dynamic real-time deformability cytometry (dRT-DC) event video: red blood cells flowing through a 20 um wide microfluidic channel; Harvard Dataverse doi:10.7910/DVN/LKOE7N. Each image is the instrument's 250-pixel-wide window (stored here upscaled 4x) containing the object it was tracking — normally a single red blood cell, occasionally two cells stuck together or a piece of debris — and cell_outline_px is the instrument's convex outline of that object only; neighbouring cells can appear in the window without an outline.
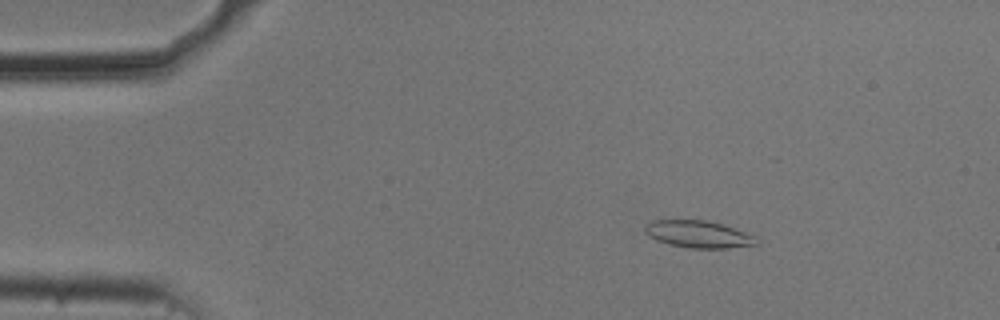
{"species": "common noctule bat (a hibernating species)", "species_latin": "Nyctalus noctula", "temperature_condition": "cold", "stored_images_in_passage": 55, "camera_frame_rate_fps": 3000, "um_per_image_px": 0.085, "animal": {"sex": "male", "body_mass_g": 20.5, "forearm_length_mm": 52.5}, "frame": {"image": 1, "passage_image": 9, "time_ms": 2.667, "image_size_px": [1000, 320], "cell_outline_px": [[760, 244], [728, 248], [688, 248], [668, 244], [656, 240], [644, 232], [644, 228], [652, 220], [704, 220], [720, 224], [756, 236]], "centroid_in_image_um": [59.36, 19.92], "position_along_channel_um": 25.6, "area_um2": 17.51}}
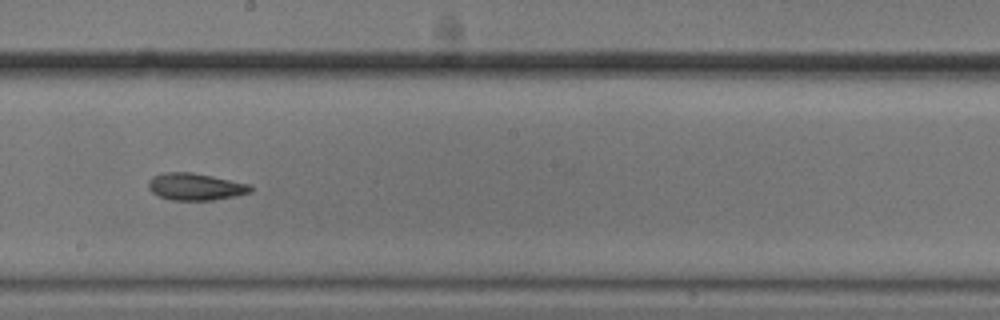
{"frame": {"image": 2, "passage_image": 31, "time_ms": 10.0, "image_size_px": [1000, 320], "cell_outline_px": [[252, 192], [236, 196], [212, 200], [172, 200], [160, 196], [152, 192], [148, 188], [148, 180], [152, 176], [168, 172], [192, 172], [252, 184]], "centroid_in_image_um": [16.64, 15.86], "position_along_channel_um": 231.6, "area_um2": 16.18}}
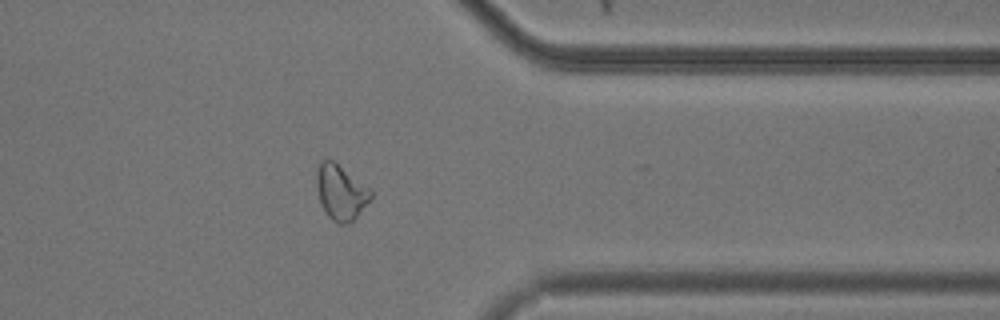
{"frame": {"image": 3, "passage_image": 44, "time_ms": 14.333, "image_size_px": [1000, 320], "cell_outline_px": [[372, 196], [356, 216], [348, 224], [336, 224], [328, 216], [320, 204], [316, 184], [316, 176], [320, 160], [332, 160], [368, 188], [372, 192]], "centroid_in_image_um": [28.92, 16.37], "position_along_channel_um": 382.5, "area_um2": 16.94}, "authors_computed_cell_mechanics": {"area_um2": 17.1666, "velocity_mm_per_s": 3.6965, "shape_relaxation_time_tau1_ms": null, "shape_relaxation_time_tau2_ms": 5.721, "deformation_change_tau1": null, "deformation_change_tau2": 0.1226}}